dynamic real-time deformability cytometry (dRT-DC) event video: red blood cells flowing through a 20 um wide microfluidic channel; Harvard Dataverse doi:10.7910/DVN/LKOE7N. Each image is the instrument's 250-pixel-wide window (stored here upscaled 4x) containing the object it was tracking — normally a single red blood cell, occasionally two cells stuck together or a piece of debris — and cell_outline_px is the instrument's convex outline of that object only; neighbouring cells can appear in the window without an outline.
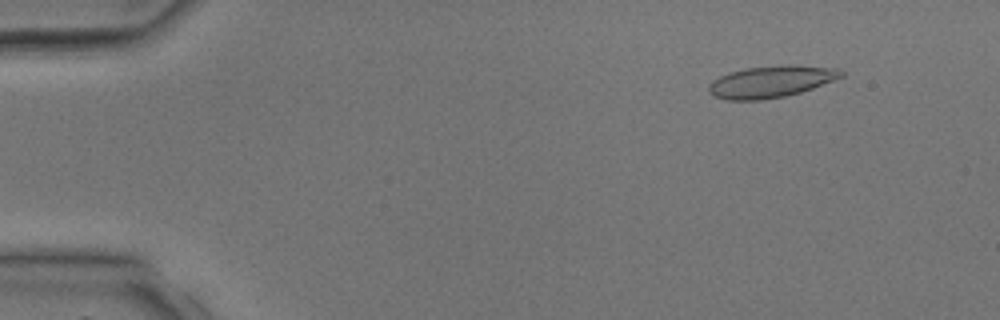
{"species": "common noctule bat (a hibernating species)", "species_latin": "Nyctalus noctula", "temperature_condition": "room temperature", "stored_images_in_passage": 3, "camera_frame_rate_fps": 3000, "um_per_image_px": 0.085, "animal": {"sex": "male", "body_mass_g": 17.9, "forearm_length_mm": 54.2}, "frame": {"image": 1, "passage_image": 1, "time_ms": 0.0, "image_size_px": [1000, 320], "cell_outline_px": [[844, 76], [812, 88], [800, 92], [784, 96], [760, 100], [728, 100], [716, 96], [708, 92], [708, 84], [712, 80], [728, 72], [744, 68], [784, 64], [788, 64], [840, 68], [844, 72]], "centroid_in_image_um": [65.53, 6.92], "position_along_channel_um": 19.5, "area_um2": 24.68}}